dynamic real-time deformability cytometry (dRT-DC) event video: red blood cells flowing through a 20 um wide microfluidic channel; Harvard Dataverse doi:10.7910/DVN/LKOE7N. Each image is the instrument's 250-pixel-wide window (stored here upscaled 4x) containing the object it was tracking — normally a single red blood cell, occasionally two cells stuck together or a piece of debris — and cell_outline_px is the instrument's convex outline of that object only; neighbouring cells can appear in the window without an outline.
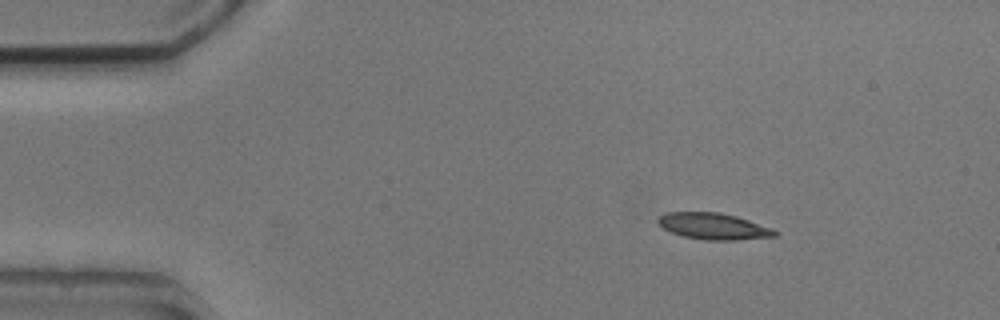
{"species": "common noctule bat (a hibernating species)", "species_latin": "Nyctalus noctula", "temperature_condition": "cold", "stored_images_in_passage": 3, "camera_frame_rate_fps": 3000, "um_per_image_px": 0.085, "animal": {"sex": "male", "body_mass_g": 20.5, "forearm_length_mm": 52.5}, "frame": {"image": 1, "passage_image": 1, "time_ms": 0.0, "image_size_px": [1000, 320], "cell_outline_px": [[780, 232], [776, 236], [736, 240], [704, 240], [684, 236], [672, 232], [664, 228], [656, 220], [660, 216], [668, 212], [716, 212], [736, 216], [772, 228]], "centroid_in_image_um": [60.68, 19.23], "position_along_channel_um": 24.3, "area_um2": 17.8}}